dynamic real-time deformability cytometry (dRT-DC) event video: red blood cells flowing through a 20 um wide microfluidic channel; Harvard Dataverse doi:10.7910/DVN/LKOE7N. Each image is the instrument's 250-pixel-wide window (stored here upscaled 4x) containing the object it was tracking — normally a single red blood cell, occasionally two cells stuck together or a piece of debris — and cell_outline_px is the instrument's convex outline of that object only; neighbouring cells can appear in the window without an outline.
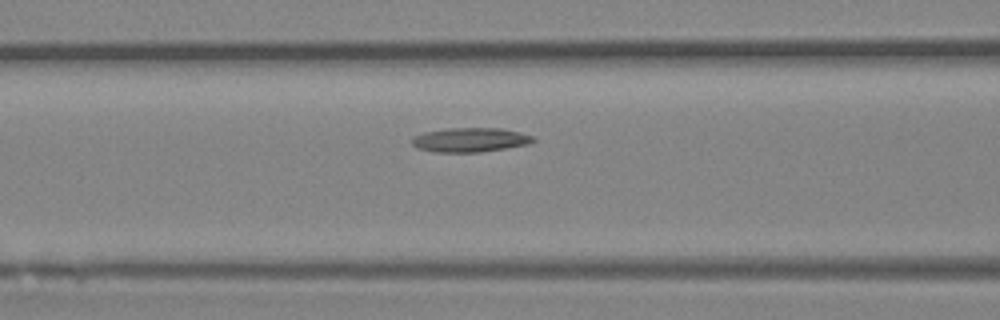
{"species": "Egyptian fruit bat (a non-hibernating species)", "species_latin": "Rousettus aegyptiacus", "temperature_condition": "room temperature", "stored_images_in_passage": 34, "camera_frame_rate_fps": 3000, "um_per_image_px": 0.085, "animal": {"sex": "female"}, "frame": {"image": 1, "passage_image": 14, "time_ms": 4.333, "image_size_px": [1000, 320], "cell_outline_px": [[536, 140], [528, 144], [480, 152], [432, 152], [416, 148], [412, 144], [412, 136], [424, 132], [448, 128], [500, 128], [520, 132], [532, 136]], "centroid_in_image_um": [39.91, 11.89], "position_along_channel_um": 126.7, "area_um2": 17.17}}
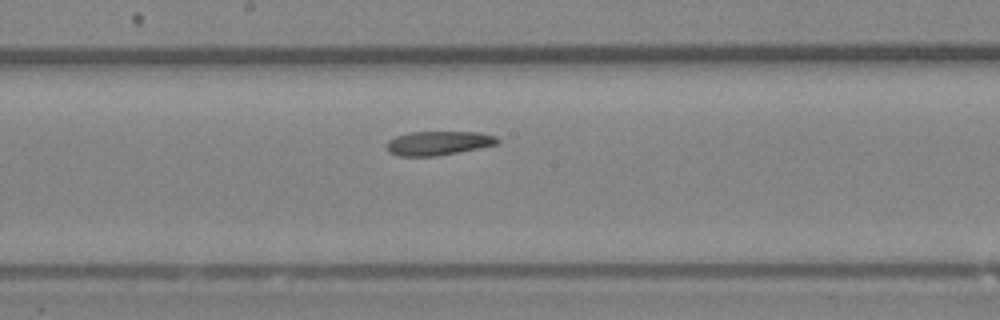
{"frame": {"image": 2, "passage_image": 20, "time_ms": 6.333, "image_size_px": [1000, 320], "cell_outline_px": [[500, 140], [496, 144], [436, 156], [400, 156], [388, 152], [388, 140], [396, 136], [408, 132], [480, 132], [496, 136]], "centroid_in_image_um": [37.24, 12.15], "position_along_channel_um": 211.0, "area_um2": 15.32}}
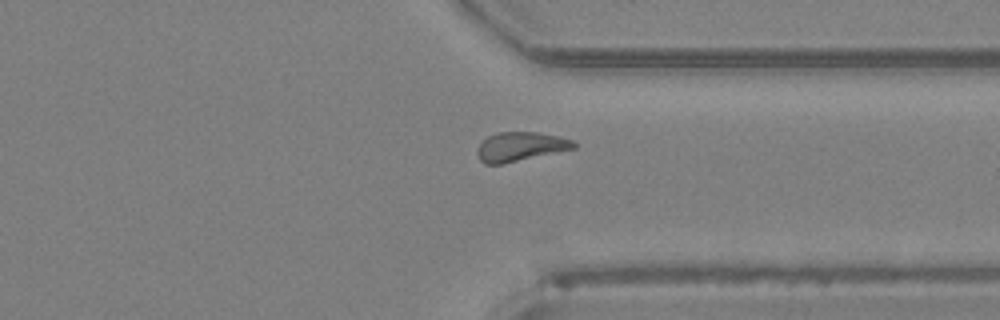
{"frame": {"image": 3, "passage_image": 31, "time_ms": 10.0, "image_size_px": [1000, 320], "cell_outline_px": [[576, 148], [500, 164], [484, 164], [480, 160], [476, 152], [476, 148], [488, 136], [496, 132], [536, 132], [556, 136], [572, 140], [576, 144]], "centroid_in_image_um": [44.19, 12.46], "position_along_channel_um": 367.2, "area_um2": 16.18}}